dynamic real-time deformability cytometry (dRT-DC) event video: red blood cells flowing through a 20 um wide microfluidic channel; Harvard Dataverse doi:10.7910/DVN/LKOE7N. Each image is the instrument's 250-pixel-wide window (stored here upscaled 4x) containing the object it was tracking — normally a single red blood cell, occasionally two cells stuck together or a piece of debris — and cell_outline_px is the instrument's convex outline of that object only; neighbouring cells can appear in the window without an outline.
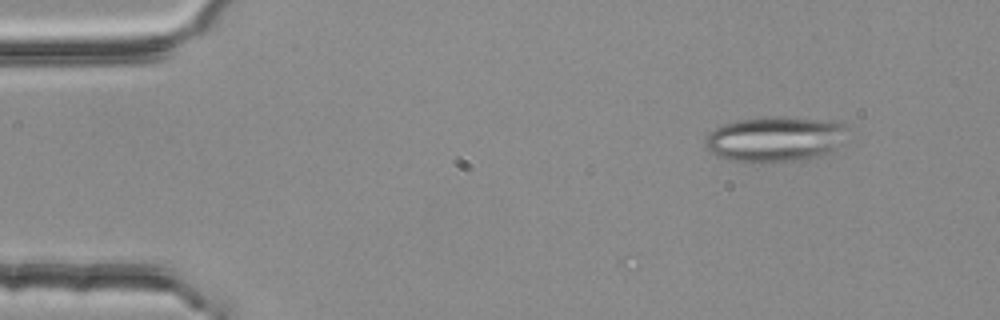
{"species": "common noctule bat (a hibernating species)", "species_latin": "Nyctalus noctula", "temperature_condition": "room temperature", "stored_images_in_passage": 2, "camera_frame_rate_fps": 3000, "um_per_image_px": 0.085, "animal": {"sex": "female", "body_mass_g": 25.1}, "frame": {"image": 1, "passage_image": 1, "time_ms": 0.0, "image_size_px": [1000, 320], "cell_outline_px": [[848, 124], [836, 152], [816, 156], [788, 160], [732, 160], [716, 156], [708, 148], [704, 140], [704, 136], [708, 132], [724, 124], [740, 120], [832, 120]], "centroid_in_image_um": [65.89, 11.84], "position_along_channel_um": 19.1, "area_um2": 35.49}}